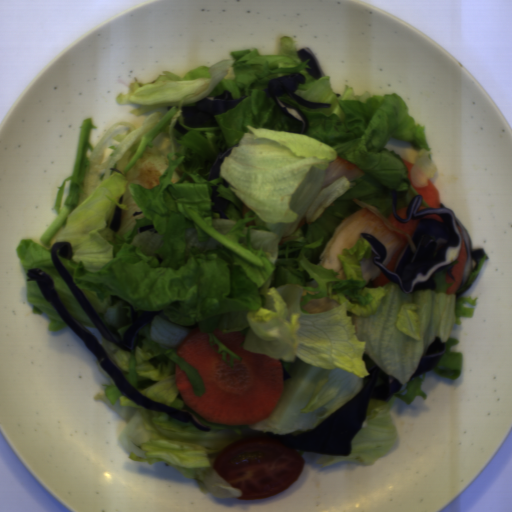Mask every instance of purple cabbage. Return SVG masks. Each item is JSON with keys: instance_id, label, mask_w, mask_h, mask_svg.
<instances>
[{"instance_id": "1", "label": "purple cabbage", "mask_w": 512, "mask_h": 512, "mask_svg": "<svg viewBox=\"0 0 512 512\" xmlns=\"http://www.w3.org/2000/svg\"><path fill=\"white\" fill-rule=\"evenodd\" d=\"M391 196L393 200L392 213L399 222L407 223L410 220H419L411 239L416 247V252H413L407 239L408 244L396 259L395 271H392L383 265L387 256L386 246L372 235L360 233V236L371 245V251L375 255L374 265L391 283L399 286L403 293L435 290V273L456 262L463 239L467 260L459 289L462 288L472 274L478 270L485 253L482 248L472 250L470 235L453 210L441 203L440 208H427L418 211L423 200V197L418 194L412 197L406 206V219H401L397 213L395 189L392 190ZM430 213L438 214L444 223L434 219H423V216Z\"/></svg>"}, {"instance_id": "2", "label": "purple cabbage", "mask_w": 512, "mask_h": 512, "mask_svg": "<svg viewBox=\"0 0 512 512\" xmlns=\"http://www.w3.org/2000/svg\"><path fill=\"white\" fill-rule=\"evenodd\" d=\"M361 358L369 373L363 378V388L315 428L300 435L285 436L247 431L242 438L268 437L294 451L349 457L352 453V440L361 430L368 414L369 401L388 402L403 386L399 379L384 371L369 353H363Z\"/></svg>"}, {"instance_id": "3", "label": "purple cabbage", "mask_w": 512, "mask_h": 512, "mask_svg": "<svg viewBox=\"0 0 512 512\" xmlns=\"http://www.w3.org/2000/svg\"><path fill=\"white\" fill-rule=\"evenodd\" d=\"M27 281H35L41 294L50 303L62 321L74 331L85 344L94 359L103 368L121 394L135 405L148 410L164 412L174 421L189 422L202 432H210V427L202 423L194 414L185 410H177L169 406L155 402L139 391L126 379L123 371L104 349L93 333L82 324L67 308L55 290L54 279L40 269H28Z\"/></svg>"}, {"instance_id": "4", "label": "purple cabbage", "mask_w": 512, "mask_h": 512, "mask_svg": "<svg viewBox=\"0 0 512 512\" xmlns=\"http://www.w3.org/2000/svg\"><path fill=\"white\" fill-rule=\"evenodd\" d=\"M72 252L73 247L69 241H56L51 248L50 256L62 281L71 291L102 337L106 341L116 345L121 350L128 352L131 351L133 348V340L136 338L138 331L142 327L151 323L154 320L155 315L159 314L162 310L138 309L133 312L131 316L132 322L121 338L118 331L109 327L96 313L84 292L75 284L72 276L59 259V257H62L69 261L72 257Z\"/></svg>"}, {"instance_id": "5", "label": "purple cabbage", "mask_w": 512, "mask_h": 512, "mask_svg": "<svg viewBox=\"0 0 512 512\" xmlns=\"http://www.w3.org/2000/svg\"><path fill=\"white\" fill-rule=\"evenodd\" d=\"M306 79L302 73H292L280 78H271L264 89L266 97H271L279 109L300 124L299 134H305L309 124L305 114L295 106L281 101L280 96L287 95L300 105L309 108H331L333 104L310 102L294 93L299 85L305 84Z\"/></svg>"}, {"instance_id": "6", "label": "purple cabbage", "mask_w": 512, "mask_h": 512, "mask_svg": "<svg viewBox=\"0 0 512 512\" xmlns=\"http://www.w3.org/2000/svg\"><path fill=\"white\" fill-rule=\"evenodd\" d=\"M248 95L234 99L230 90L216 96L204 97L194 105L181 108L184 125L189 127H219L215 115H221L241 103Z\"/></svg>"}, {"instance_id": "7", "label": "purple cabbage", "mask_w": 512, "mask_h": 512, "mask_svg": "<svg viewBox=\"0 0 512 512\" xmlns=\"http://www.w3.org/2000/svg\"><path fill=\"white\" fill-rule=\"evenodd\" d=\"M447 349V342H443L441 337L435 336L434 340L425 350L419 364L410 376V380L413 377H417L423 374H427L435 368V366L442 359Z\"/></svg>"}, {"instance_id": "8", "label": "purple cabbage", "mask_w": 512, "mask_h": 512, "mask_svg": "<svg viewBox=\"0 0 512 512\" xmlns=\"http://www.w3.org/2000/svg\"><path fill=\"white\" fill-rule=\"evenodd\" d=\"M297 55L303 63L309 59L306 64L309 65L310 69L308 67L304 69L314 80H319L323 76V71L309 47L297 50Z\"/></svg>"}, {"instance_id": "9", "label": "purple cabbage", "mask_w": 512, "mask_h": 512, "mask_svg": "<svg viewBox=\"0 0 512 512\" xmlns=\"http://www.w3.org/2000/svg\"><path fill=\"white\" fill-rule=\"evenodd\" d=\"M211 191L212 194L210 196L211 201L213 204L211 205V211L219 213L220 219L227 220L229 219L226 211L229 206H231L232 201H230L227 198H220L218 197V185H211Z\"/></svg>"}, {"instance_id": "10", "label": "purple cabbage", "mask_w": 512, "mask_h": 512, "mask_svg": "<svg viewBox=\"0 0 512 512\" xmlns=\"http://www.w3.org/2000/svg\"><path fill=\"white\" fill-rule=\"evenodd\" d=\"M234 147H239V143H236L229 148L225 149L224 151L217 154L214 163L210 169L209 178L208 181H213L215 179H219L220 177V167L222 162L224 161L225 157L230 156L231 151Z\"/></svg>"}, {"instance_id": "11", "label": "purple cabbage", "mask_w": 512, "mask_h": 512, "mask_svg": "<svg viewBox=\"0 0 512 512\" xmlns=\"http://www.w3.org/2000/svg\"><path fill=\"white\" fill-rule=\"evenodd\" d=\"M122 221V208H120L116 203L114 206L111 222H110V230L114 233H117L121 228Z\"/></svg>"}, {"instance_id": "12", "label": "purple cabbage", "mask_w": 512, "mask_h": 512, "mask_svg": "<svg viewBox=\"0 0 512 512\" xmlns=\"http://www.w3.org/2000/svg\"><path fill=\"white\" fill-rule=\"evenodd\" d=\"M142 232H150V233H153V234H157L158 233L157 229H155V227H154V224H149V225H146V226H143V227H139L137 229V234H140Z\"/></svg>"}, {"instance_id": "13", "label": "purple cabbage", "mask_w": 512, "mask_h": 512, "mask_svg": "<svg viewBox=\"0 0 512 512\" xmlns=\"http://www.w3.org/2000/svg\"><path fill=\"white\" fill-rule=\"evenodd\" d=\"M174 130L178 133V134H181V135H185L188 133V128L184 127L183 125H181L178 121V119L176 120L174 126H173Z\"/></svg>"}, {"instance_id": "14", "label": "purple cabbage", "mask_w": 512, "mask_h": 512, "mask_svg": "<svg viewBox=\"0 0 512 512\" xmlns=\"http://www.w3.org/2000/svg\"><path fill=\"white\" fill-rule=\"evenodd\" d=\"M472 284H473V283H471V284L467 285L466 287H464V289H463V290L456 291V292H455V294H454V295L456 296V298H457V297H459V296H461V294H463V293H464V292H466L467 290H469V289H470V287L472 286Z\"/></svg>"}, {"instance_id": "15", "label": "purple cabbage", "mask_w": 512, "mask_h": 512, "mask_svg": "<svg viewBox=\"0 0 512 512\" xmlns=\"http://www.w3.org/2000/svg\"><path fill=\"white\" fill-rule=\"evenodd\" d=\"M282 377H283V382L291 377V374L283 367V365H282Z\"/></svg>"}, {"instance_id": "16", "label": "purple cabbage", "mask_w": 512, "mask_h": 512, "mask_svg": "<svg viewBox=\"0 0 512 512\" xmlns=\"http://www.w3.org/2000/svg\"><path fill=\"white\" fill-rule=\"evenodd\" d=\"M452 268H453V267H450L449 269H447L446 273L451 277V279H452L453 281H455V282H456V278L452 275Z\"/></svg>"}]
</instances>
